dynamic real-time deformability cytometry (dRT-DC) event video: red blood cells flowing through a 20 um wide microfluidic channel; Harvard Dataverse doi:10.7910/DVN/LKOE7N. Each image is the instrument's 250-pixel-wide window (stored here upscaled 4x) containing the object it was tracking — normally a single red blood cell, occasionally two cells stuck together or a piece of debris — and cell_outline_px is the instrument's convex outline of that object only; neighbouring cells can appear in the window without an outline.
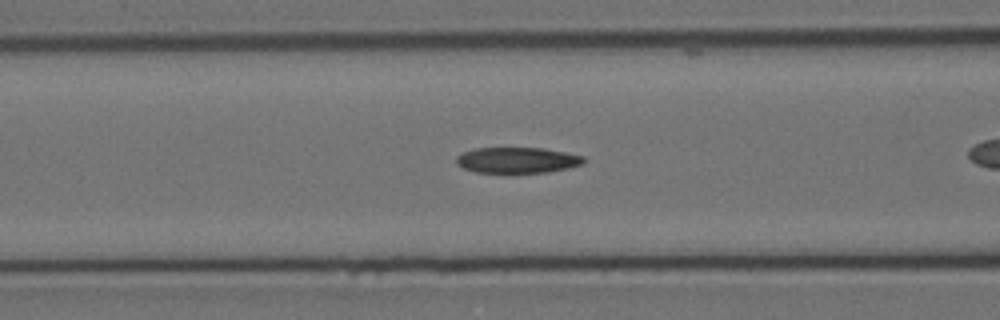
{"species": "Egyptian fruit bat (a non-hibernating species)", "species_latin": "Rousettus aegyptiacus", "temperature_condition": "cold", "stored_images_in_passage": 41, "camera_frame_rate_fps": 3000, "um_per_image_px": 0.085, "animal": {"sex": "female"}, "frame": {"image": 1, "passage_image": 19, "time_ms": 6.0, "image_size_px": [1000, 320], "cell_outline_px": [[588, 160], [584, 164], [568, 168], [548, 172], [476, 172], [464, 168], [456, 164], [456, 156], [464, 152], [476, 148], [544, 148], [584, 156]], "centroid_in_image_um": [44.01, 13.61], "position_along_channel_um": 122.6, "area_um2": 19.13}}
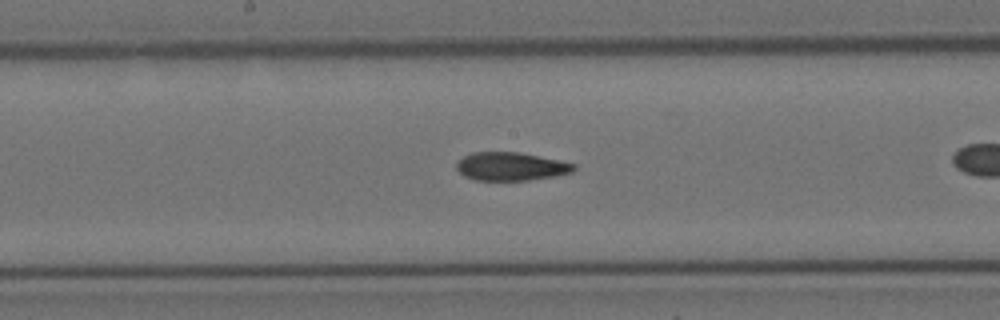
{"frame": {"image": 2, "passage_image": 26, "time_ms": 8.333, "image_size_px": [1000, 320], "cell_outline_px": [[576, 168], [572, 172], [556, 176], [528, 180], [476, 180], [464, 176], [456, 168], [456, 164], [464, 156], [472, 152], [520, 152], [560, 160], [576, 164]], "centroid_in_image_um": [43.45, 14.14], "position_along_channel_um": 204.7, "area_um2": 19.36}}
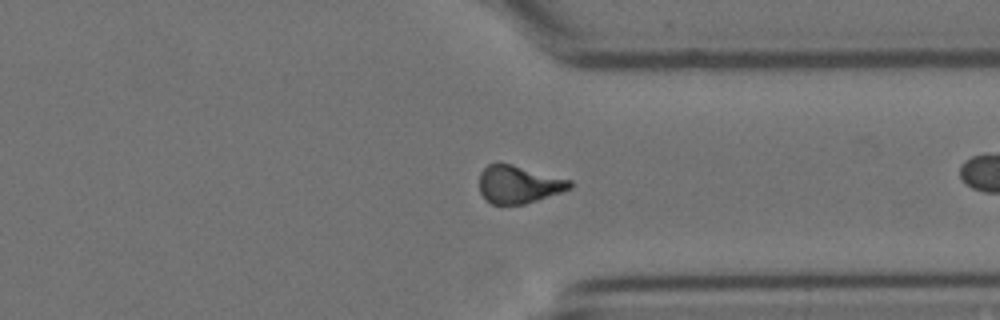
{"frame": {"image": 3, "passage_image": 40, "time_ms": 13.0, "image_size_px": [1000, 320], "cell_outline_px": [[572, 188], [524, 204], [492, 204], [480, 192], [480, 172], [488, 164], [512, 164], [572, 180]], "centroid_in_image_um": [44.1, 15.67], "position_along_channel_um": 367.3, "area_um2": 19.59}}